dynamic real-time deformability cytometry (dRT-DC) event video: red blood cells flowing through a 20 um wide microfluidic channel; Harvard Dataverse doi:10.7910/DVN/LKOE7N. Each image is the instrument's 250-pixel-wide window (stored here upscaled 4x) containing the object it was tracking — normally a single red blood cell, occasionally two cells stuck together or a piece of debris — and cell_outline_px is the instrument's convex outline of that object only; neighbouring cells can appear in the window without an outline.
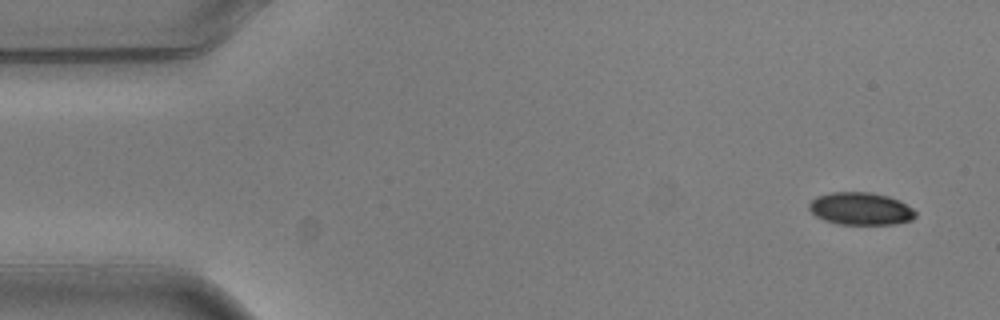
{"species": "common noctule bat (a hibernating species)", "species_latin": "Nyctalus noctula", "temperature_condition": "warm", "stored_images_in_passage": 6, "camera_frame_rate_fps": 3000, "um_per_image_px": 0.085, "animal": {"sex": "male", "body_mass_g": 20.5, "forearm_length_mm": 52.5}, "frame": {"image": 1, "passage_image": 1, "time_ms": 0.0, "image_size_px": [1000, 320], "cell_outline_px": [[916, 216], [912, 220], [896, 224], [836, 224], [824, 220], [816, 216], [808, 208], [808, 204], [816, 196], [832, 192], [872, 192], [888, 196], [900, 200], [912, 208], [916, 212]], "centroid_in_image_um": [73.16, 17.74], "position_along_channel_um": 11.8, "area_um2": 20.35}}
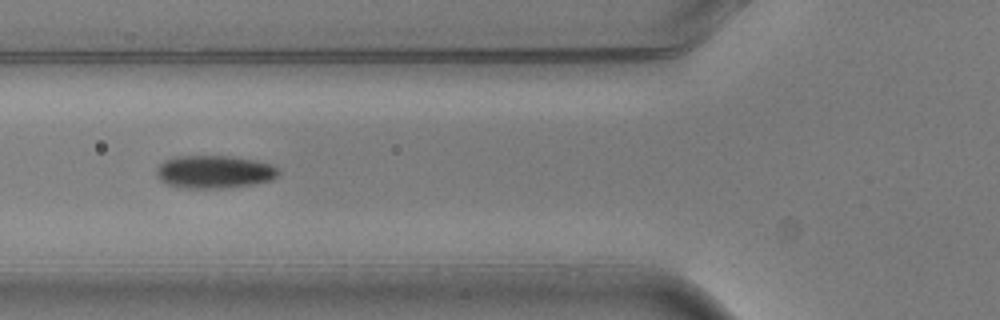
{"frame": {"image": 2, "passage_image": 5, "time_ms": 1.333, "image_size_px": [1000, 320], "cell_outline_px": [[280, 172], [272, 180], [256, 184], [220, 188], [184, 188], [168, 184], [160, 180], [156, 172], [160, 164], [164, 160], [176, 156], [232, 156], [256, 160], [272, 164]], "centroid_in_image_um": [18.24, 14.6], "position_along_channel_um": 107.6, "area_um2": 23.41}}
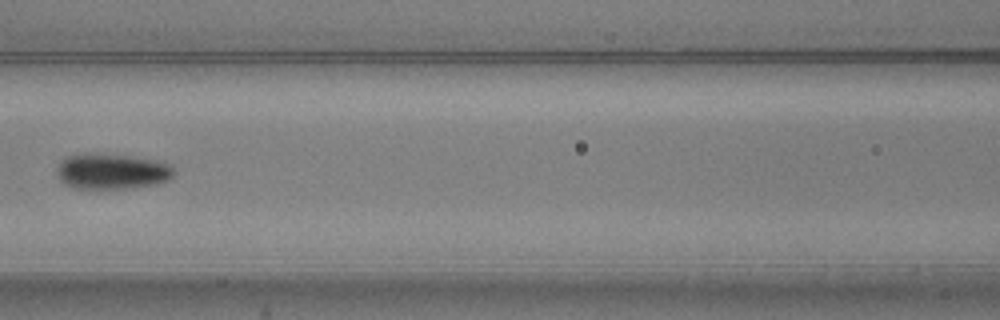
{"frame": {"image": 3, "passage_image": 6, "time_ms": 1.667, "image_size_px": [1000, 320], "cell_outline_px": [[172, 176], [168, 180], [156, 184], [124, 188], [72, 188], [64, 184], [60, 180], [60, 160], [68, 156], [128, 156], [164, 160], [172, 168]], "centroid_in_image_um": [9.58, 14.6], "position_along_channel_um": 157.0, "area_um2": 23.24}}